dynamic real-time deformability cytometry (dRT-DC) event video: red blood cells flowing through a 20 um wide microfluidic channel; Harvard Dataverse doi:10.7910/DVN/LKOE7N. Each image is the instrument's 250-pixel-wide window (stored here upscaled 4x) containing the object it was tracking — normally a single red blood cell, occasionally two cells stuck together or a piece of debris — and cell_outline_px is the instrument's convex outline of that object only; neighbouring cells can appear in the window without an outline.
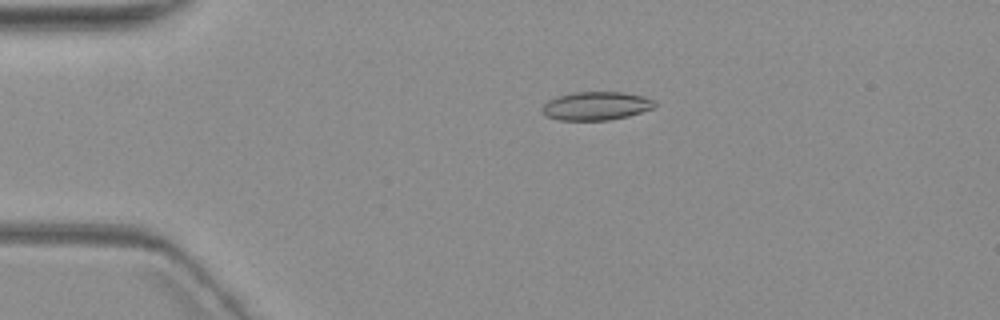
{"species": "common noctule bat (a hibernating species)", "species_latin": "Nyctalus noctula", "temperature_condition": "warm", "stored_images_in_passage": 4, "camera_frame_rate_fps": 3000, "um_per_image_px": 0.085, "animal": {"sex": "female", "body_mass_g": 19.3, "forearm_length_mm": 54.1}, "frame": {"image": 1, "passage_image": 3, "time_ms": 3.0, "image_size_px": [1000, 320], "cell_outline_px": [[656, 104], [652, 108], [628, 116], [608, 120], [560, 120], [544, 116], [540, 108], [548, 100], [556, 96], [572, 92], [624, 92], [644, 96], [656, 100]], "centroid_in_image_um": [50.64, 8.99], "position_along_channel_um": 34.4, "area_um2": 18.84}}